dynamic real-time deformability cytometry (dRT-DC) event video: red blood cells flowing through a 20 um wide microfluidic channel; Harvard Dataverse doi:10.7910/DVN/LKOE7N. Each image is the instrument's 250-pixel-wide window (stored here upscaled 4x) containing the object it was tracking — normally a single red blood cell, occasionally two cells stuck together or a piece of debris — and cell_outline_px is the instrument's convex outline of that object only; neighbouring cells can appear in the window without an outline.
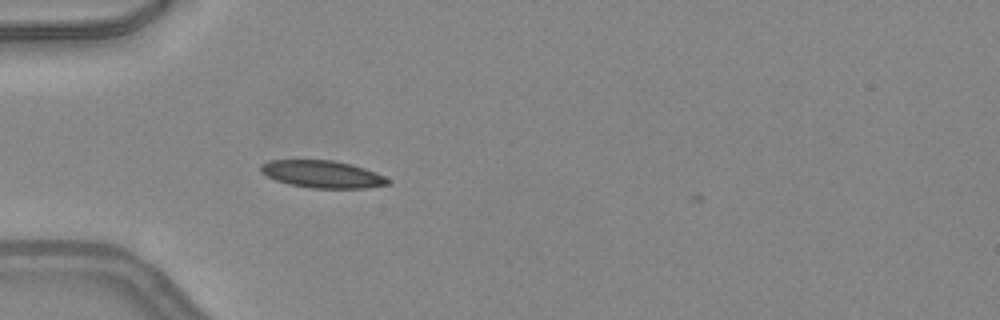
{"species": "common noctule bat (a hibernating species)", "species_latin": "Nyctalus noctula", "temperature_condition": "warm", "stored_images_in_passage": 35, "camera_frame_rate_fps": 3000, "um_per_image_px": 0.085, "animal": {"sex": "female", "body_mass_g": 24.6, "forearm_length_mm": 56.2}, "frame": {"image": 1, "passage_image": 2, "time_ms": 0.333, "image_size_px": [1000, 320], "cell_outline_px": [[392, 184], [368, 188], [312, 188], [288, 184], [276, 180], [260, 172], [260, 164], [268, 160], [332, 160], [352, 164], [376, 172], [392, 180]], "centroid_in_image_um": [27.43, 14.81], "position_along_channel_um": 57.6, "area_um2": 20.46}}
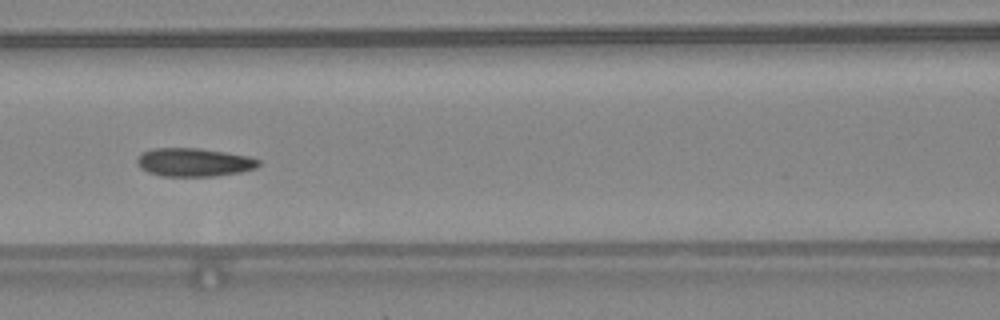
{"frame": {"image": 2, "passage_image": 9, "time_ms": 2.667, "image_size_px": [1000, 320], "cell_outline_px": [[260, 164], [256, 168], [240, 172], [216, 176], [160, 176], [148, 172], [140, 168], [136, 164], [136, 160], [140, 152], [152, 148], [200, 148], [248, 156], [260, 160]], "centroid_in_image_um": [16.44, 13.79], "position_along_channel_um": 150.2, "area_um2": 20.29}}
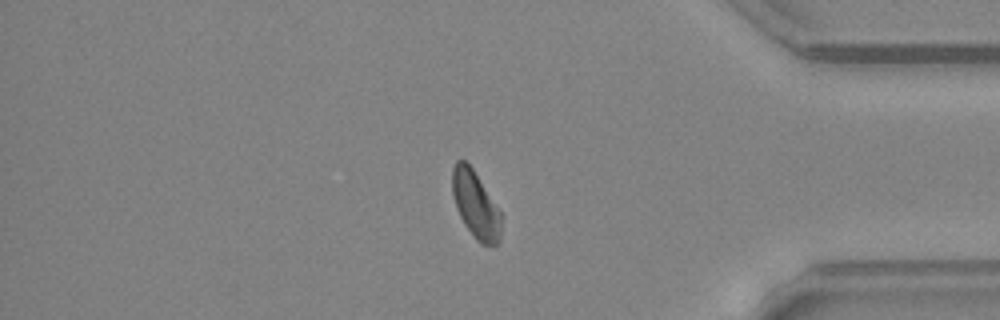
{"frame": {"image": 3, "passage_image": 28, "time_ms": 9.0, "image_size_px": [1000, 320], "cell_outline_px": [[504, 216], [500, 240], [496, 244], [480, 244], [476, 240], [464, 224], [456, 208], [452, 192], [452, 168], [456, 160], [464, 160], [472, 168]], "centroid_in_image_um": [40.45, 17.42], "position_along_channel_um": 394.8, "area_um2": 19.31}, "authors_computed_cell_mechanics": {"area_um2": 19.9988, "velocity_mm_per_s": 4.2711, "shape_relaxation_time_tau1_ms": 8.2311, "shape_relaxation_time_tau2_ms": 3.4734, "deformation_change_tau1": 0.1857, "deformation_change_tau2": 0.0932}}